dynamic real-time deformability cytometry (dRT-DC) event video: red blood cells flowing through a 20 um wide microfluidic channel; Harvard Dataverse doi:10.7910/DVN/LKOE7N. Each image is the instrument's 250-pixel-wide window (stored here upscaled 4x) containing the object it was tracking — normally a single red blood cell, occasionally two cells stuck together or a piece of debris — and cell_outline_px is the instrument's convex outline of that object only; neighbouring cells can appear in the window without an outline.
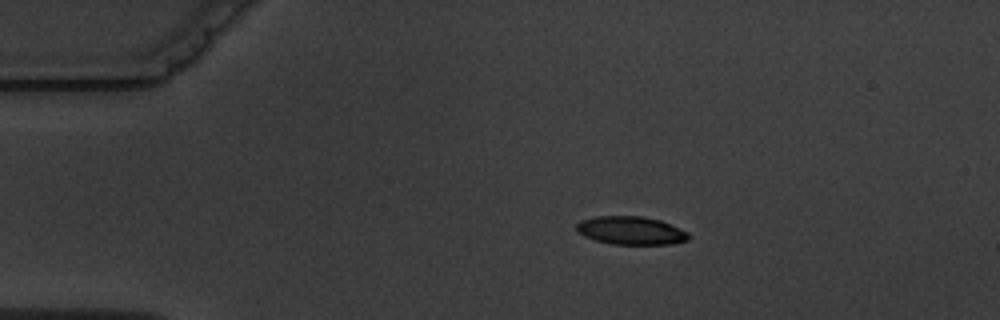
{"species": "common noctule bat (a hibernating species)", "species_latin": "Nyctalus noctula", "temperature_condition": "warm", "stored_images_in_passage": 4, "camera_frame_rate_fps": 3000, "um_per_image_px": 0.085, "animal": {"sex": "male", "body_mass_g": 19.5, "forearm_length_mm": 54.6}, "frame": {"image": 1, "passage_image": 3, "time_ms": 2.333, "image_size_px": [1000, 320], "cell_outline_px": [[692, 236], [688, 240], [672, 244], [612, 244], [596, 240], [584, 236], [576, 232], [576, 224], [580, 220], [596, 216], [644, 216], [660, 220], [688, 232]], "centroid_in_image_um": [53.62, 19.59], "position_along_channel_um": 31.4, "area_um2": 18.55}}